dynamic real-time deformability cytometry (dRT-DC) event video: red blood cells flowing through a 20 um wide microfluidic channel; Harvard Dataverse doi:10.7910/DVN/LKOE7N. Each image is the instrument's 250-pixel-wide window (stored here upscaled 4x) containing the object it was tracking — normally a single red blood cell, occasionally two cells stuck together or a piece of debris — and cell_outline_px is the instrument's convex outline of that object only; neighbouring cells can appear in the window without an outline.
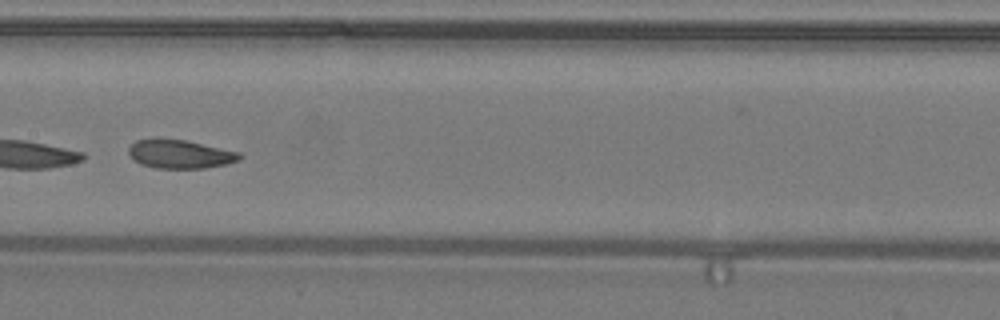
{"species": "common noctule bat (a hibernating species)", "species_latin": "Nyctalus noctula", "temperature_condition": "warm", "stored_images_in_passage": 37, "camera_frame_rate_fps": 3000, "um_per_image_px": 0.085, "animal": {"sex": "male", "body_mass_g": 19.2, "forearm_length_mm": 51.8}, "frame": {"image": 1, "passage_image": 16, "time_ms": 5.0, "image_size_px": [1000, 320], "cell_outline_px": [[244, 156], [240, 160], [224, 164], [204, 168], [156, 168], [140, 164], [128, 152], [128, 148], [136, 140], [156, 136], [160, 136], [184, 140], [240, 152]], "centroid_in_image_um": [15.28, 13.06], "position_along_channel_um": 192.1, "area_um2": 18.79}}
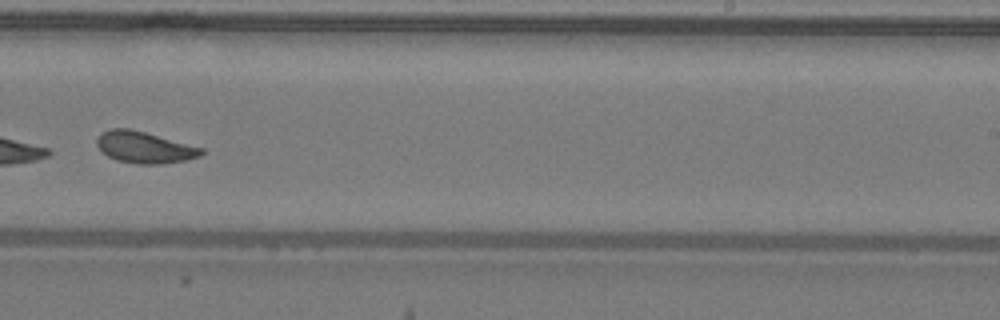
{"frame": {"image": 2, "passage_image": 22, "time_ms": 7.0, "image_size_px": [1000, 320], "cell_outline_px": [[204, 152], [200, 156], [188, 160], [160, 164], [136, 164], [116, 160], [108, 156], [96, 144], [96, 140], [100, 132], [112, 128], [128, 128], [144, 132], [204, 148]], "centroid_in_image_um": [12.28, 12.53], "position_along_channel_um": 276.7, "area_um2": 19.19}, "authors_computed_cell_mechanics": {"area_um2": 18.3226, "velocity_mm_per_s": 4.2625, "shape_relaxation_time_tau1_ms": 5.4781, "shape_relaxation_time_tau2_ms": 1.0939, "deformation_change_tau1": 0.111, "deformation_change_tau2": 0.0656}}